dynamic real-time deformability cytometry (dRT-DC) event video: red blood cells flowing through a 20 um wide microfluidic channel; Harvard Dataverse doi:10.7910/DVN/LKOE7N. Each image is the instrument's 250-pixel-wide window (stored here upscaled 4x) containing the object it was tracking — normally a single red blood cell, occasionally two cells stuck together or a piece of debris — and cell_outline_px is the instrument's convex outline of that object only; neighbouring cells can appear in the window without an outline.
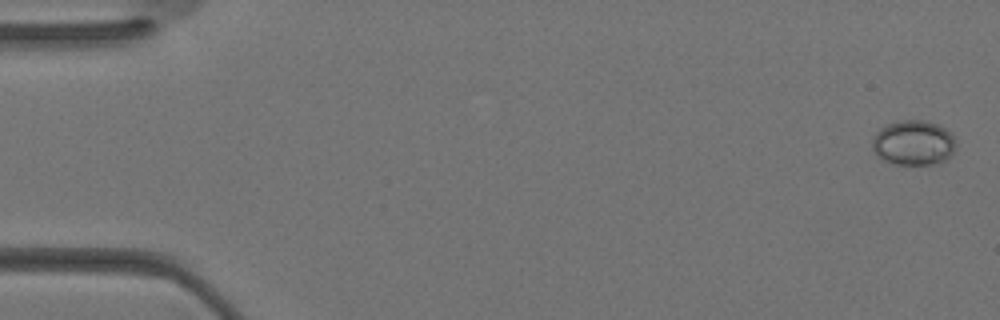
{"species": "Egyptian fruit bat (a non-hibernating species)", "species_latin": "Rousettus aegyptiacus", "temperature_condition": "warm", "stored_images_in_passage": 35, "camera_frame_rate_fps": 3000, "um_per_image_px": 0.085, "animal": {"sex": "female"}, "frame": {"image": 1, "passage_image": 1, "time_ms": 0.0, "image_size_px": [1000, 320], "cell_outline_px": [[952, 156], [948, 160], [940, 164], [896, 164], [884, 160], [876, 156], [872, 152], [872, 140], [876, 132], [880, 128], [888, 124], [900, 120], [924, 120], [940, 124], [952, 136]], "centroid_in_image_um": [77.6, 12.15], "position_along_channel_um": 7.4, "area_um2": 21.96}}
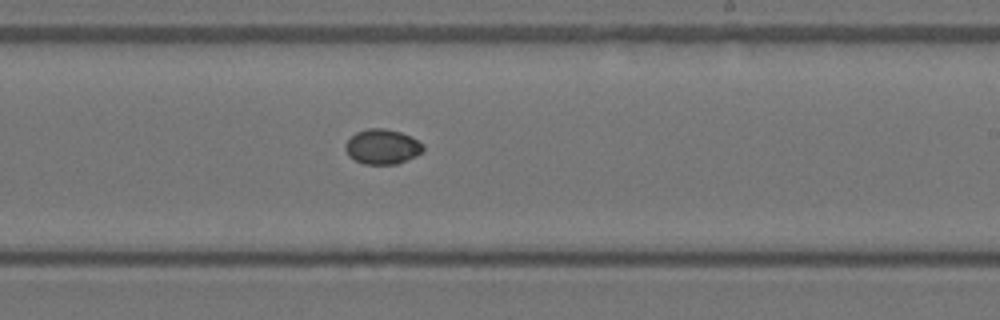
{"frame": {"image": 2, "passage_image": 21, "time_ms": 6.667, "image_size_px": [1000, 320], "cell_outline_px": [[424, 148], [416, 156], [396, 164], [364, 164], [348, 156], [344, 148], [344, 144], [356, 132], [368, 128], [384, 128], [400, 132], [424, 144]], "centroid_in_image_um": [32.46, 12.47], "position_along_channel_um": 256.5, "area_um2": 15.72}}
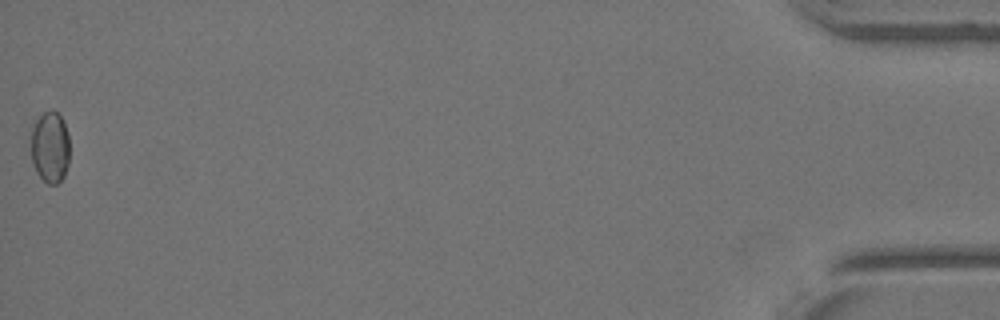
{"frame": {"image": 3, "passage_image": 35, "time_ms": 11.333, "image_size_px": [1000, 320], "cell_outline_px": [[68, 164], [64, 176], [56, 184], [48, 184], [36, 172], [32, 160], [32, 128], [36, 120], [44, 112], [52, 108], [64, 120], [68, 132]], "centroid_in_image_um": [4.27, 12.48], "position_along_channel_um": 430.9, "area_um2": 16.01}}